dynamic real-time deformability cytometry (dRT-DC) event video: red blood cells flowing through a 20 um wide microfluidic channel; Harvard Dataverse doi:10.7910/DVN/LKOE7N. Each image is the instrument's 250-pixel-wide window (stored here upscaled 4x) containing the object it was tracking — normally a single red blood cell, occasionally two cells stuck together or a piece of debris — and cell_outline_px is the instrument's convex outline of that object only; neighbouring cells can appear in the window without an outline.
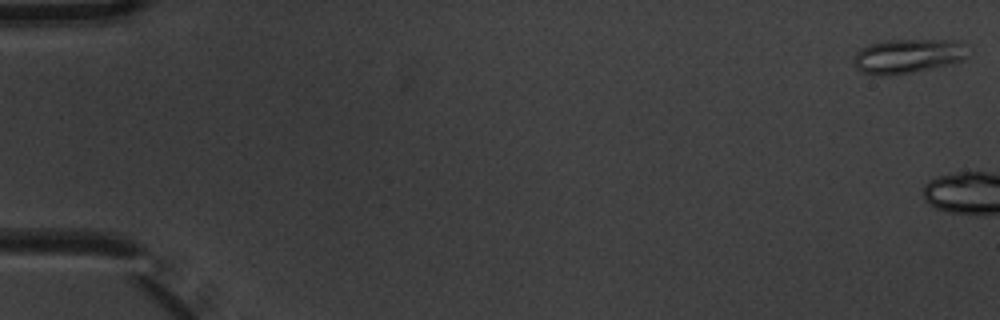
{"species": "common noctule bat (a hibernating species)", "species_latin": "Nyctalus noctula", "temperature_condition": "warm", "stored_images_in_passage": 5, "camera_frame_rate_fps": 3000, "um_per_image_px": 0.085, "animal": {"sex": "male", "body_mass_g": 20.1, "forearm_length_mm": 53.5}, "frame": {"image": 1, "passage_image": 1, "time_ms": 0.0, "image_size_px": [1000, 320], "cell_outline_px": [[972, 48], [968, 56], [964, 60], [932, 68], [912, 72], [888, 76], [876, 76], [860, 72], [856, 68], [852, 60], [852, 56], [860, 48], [868, 44], [888, 40], [956, 40], [968, 44]], "centroid_in_image_um": [77.19, 4.76], "position_along_channel_um": 7.8, "area_um2": 23.58}}